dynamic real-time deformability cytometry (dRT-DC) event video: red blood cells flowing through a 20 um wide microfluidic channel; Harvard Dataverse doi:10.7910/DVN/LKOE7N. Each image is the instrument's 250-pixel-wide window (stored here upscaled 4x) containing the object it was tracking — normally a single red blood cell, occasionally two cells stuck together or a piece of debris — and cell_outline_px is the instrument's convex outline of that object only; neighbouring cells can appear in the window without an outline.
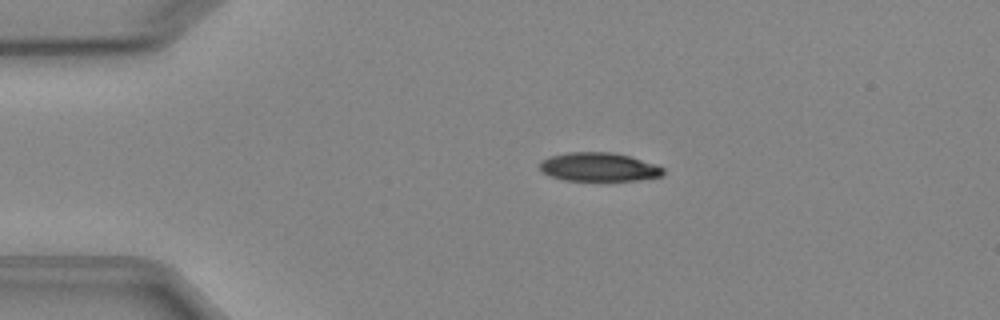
{"species": "Egyptian fruit bat (a non-hibernating species)", "species_latin": "Rousettus aegyptiacus", "temperature_condition": "cold", "stored_images_in_passage": 3, "camera_frame_rate_fps": 3000, "um_per_image_px": 0.085, "animal": {"sex": "female"}, "frame": {"image": 1, "passage_image": 2, "time_ms": 1.333, "image_size_px": [1000, 320], "cell_outline_px": [[664, 176], [640, 180], [564, 180], [552, 176], [544, 172], [540, 168], [540, 160], [548, 156], [568, 152], [612, 152], [628, 156], [656, 164], [664, 168]], "centroid_in_image_um": [50.92, 14.19], "position_along_channel_um": 34.1, "area_um2": 20.63}}